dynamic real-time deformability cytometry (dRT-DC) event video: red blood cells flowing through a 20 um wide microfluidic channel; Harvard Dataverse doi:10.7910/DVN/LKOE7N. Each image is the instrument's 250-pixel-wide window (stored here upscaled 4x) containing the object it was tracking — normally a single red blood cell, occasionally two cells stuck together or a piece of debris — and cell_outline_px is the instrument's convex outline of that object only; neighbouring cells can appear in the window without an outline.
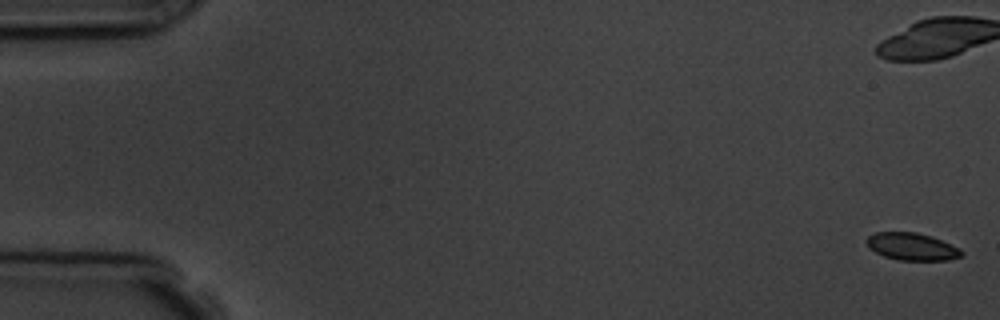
{"species": "common noctule bat (a hibernating species)", "species_latin": "Nyctalus noctula", "temperature_condition": "room temperature", "stored_images_in_passage": 7, "camera_frame_rate_fps": 3000, "um_per_image_px": 0.085, "animal": {"sex": "male", "body_mass_g": 19.5, "forearm_length_mm": 54.6}, "frame": {"image": 1, "passage_image": 1, "time_ms": 0.0, "image_size_px": [1000, 320], "cell_outline_px": [[964, 256], [948, 260], [900, 260], [884, 256], [868, 248], [864, 240], [868, 236], [876, 232], [916, 232], [932, 236], [960, 248], [964, 252]], "centroid_in_image_um": [77.52, 20.96], "position_along_channel_um": 7.5, "area_um2": 15.32}}